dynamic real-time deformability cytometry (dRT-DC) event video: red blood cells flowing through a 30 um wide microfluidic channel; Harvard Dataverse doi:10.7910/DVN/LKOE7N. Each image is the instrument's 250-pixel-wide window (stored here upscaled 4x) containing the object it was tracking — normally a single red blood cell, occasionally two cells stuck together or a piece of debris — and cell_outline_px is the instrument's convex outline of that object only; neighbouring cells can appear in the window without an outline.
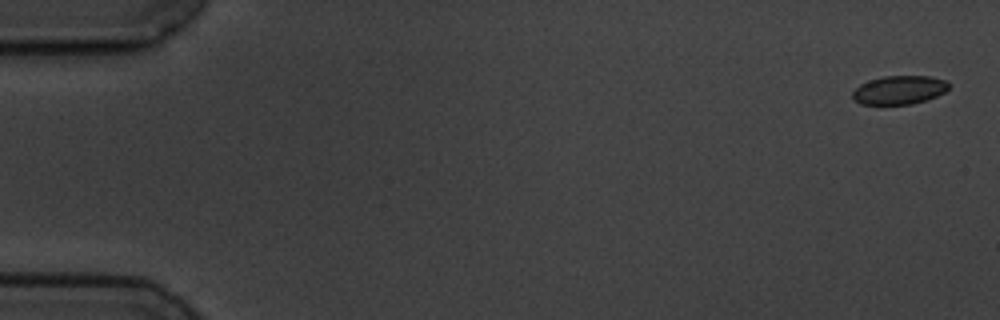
{"species": "common noctule bat (a hibernating species)", "species_latin": "Nyctalus noctula", "temperature_condition": "cold", "stored_images_in_passage": 7, "camera_frame_rate_fps": 3000, "um_per_image_px": 0.085, "animal": {"sex": "male", "body_mass_g": 19.5, "forearm_length_mm": 54.6}, "frame": {"image": 1, "passage_image": 1, "time_ms": 0.0, "image_size_px": [1000, 320], "cell_outline_px": [[948, 88], [944, 92], [936, 96], [912, 104], [860, 104], [852, 96], [852, 92], [860, 84], [868, 80], [884, 76], [928, 76], [948, 80]], "centroid_in_image_um": [76.43, 7.64], "position_along_channel_um": 8.6, "area_um2": 15.95}}
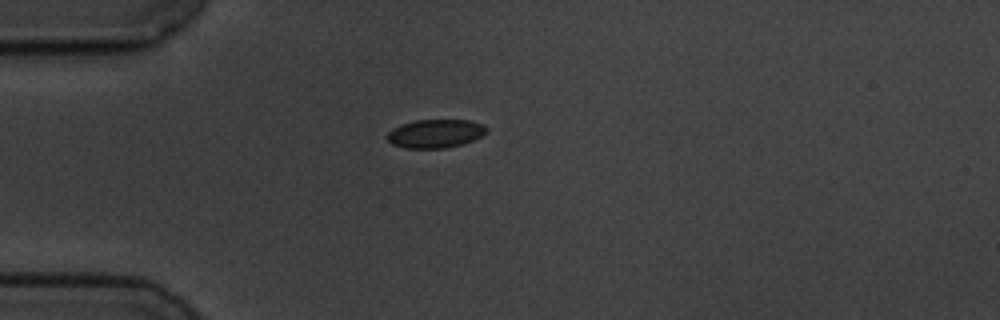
{"frame": {"image": 2, "passage_image": 5, "time_ms": 4.667, "image_size_px": [1000, 320], "cell_outline_px": [[488, 132], [472, 140], [460, 144], [444, 148], [404, 148], [392, 144], [384, 136], [392, 128], [400, 124], [416, 120], [468, 120], [484, 124], [488, 128]], "centroid_in_image_um": [36.97, 11.34], "position_along_channel_um": 48.0, "area_um2": 16.59}}
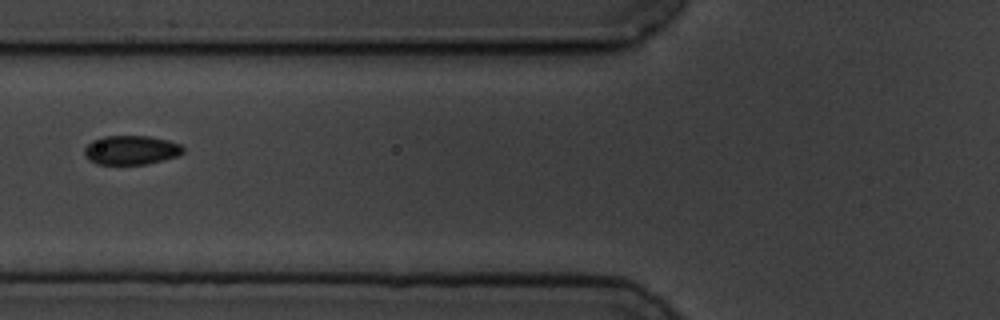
{"frame": {"image": 3, "passage_image": 7, "time_ms": 7.0, "image_size_px": [1000, 320], "cell_outline_px": [[184, 152], [176, 156], [164, 160], [148, 164], [96, 164], [88, 160], [84, 152], [84, 148], [92, 140], [104, 136], [152, 136], [168, 140], [180, 144], [184, 148]], "centroid_in_image_um": [11.14, 12.75], "position_along_channel_um": 114.7, "area_um2": 16.88}}